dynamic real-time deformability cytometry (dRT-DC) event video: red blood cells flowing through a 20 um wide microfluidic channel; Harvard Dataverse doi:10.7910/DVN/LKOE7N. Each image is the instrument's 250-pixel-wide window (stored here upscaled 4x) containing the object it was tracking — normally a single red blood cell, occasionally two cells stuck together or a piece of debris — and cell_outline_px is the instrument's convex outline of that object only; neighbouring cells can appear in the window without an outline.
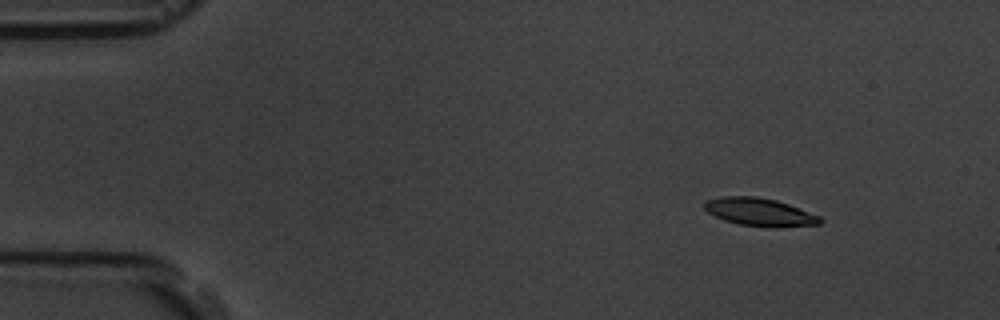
{"species": "common noctule bat (a hibernating species)", "species_latin": "Nyctalus noctula", "temperature_condition": "room temperature", "stored_images_in_passage": 3, "camera_frame_rate_fps": 3000, "um_per_image_px": 0.085, "animal": {"sex": "male", "body_mass_g": 19.5, "forearm_length_mm": 54.6}, "frame": {"image": 1, "passage_image": 1, "time_ms": 0.0, "image_size_px": [1000, 320], "cell_outline_px": [[824, 220], [820, 224], [740, 224], [724, 220], [708, 212], [704, 208], [704, 200], [720, 196], [756, 196], [776, 200], [788, 204], [820, 216]], "centroid_in_image_um": [64.47, 17.95], "position_along_channel_um": 20.5, "area_um2": 17.74}}
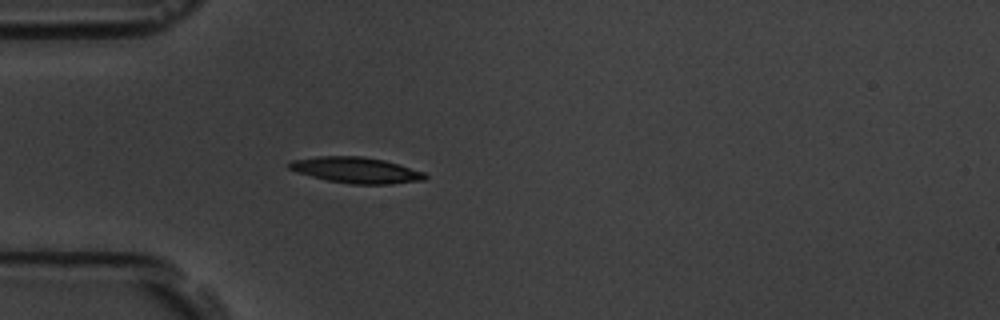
{"frame": {"image": 2, "passage_image": 3, "time_ms": 3.333, "image_size_px": [1000, 320], "cell_outline_px": [[428, 176], [424, 180], [392, 184], [352, 184], [328, 180], [312, 176], [288, 168], [288, 164], [292, 160], [316, 156], [364, 156], [384, 160], [424, 172]], "centroid_in_image_um": [30.29, 14.45], "position_along_channel_um": 54.7, "area_um2": 20.35}}